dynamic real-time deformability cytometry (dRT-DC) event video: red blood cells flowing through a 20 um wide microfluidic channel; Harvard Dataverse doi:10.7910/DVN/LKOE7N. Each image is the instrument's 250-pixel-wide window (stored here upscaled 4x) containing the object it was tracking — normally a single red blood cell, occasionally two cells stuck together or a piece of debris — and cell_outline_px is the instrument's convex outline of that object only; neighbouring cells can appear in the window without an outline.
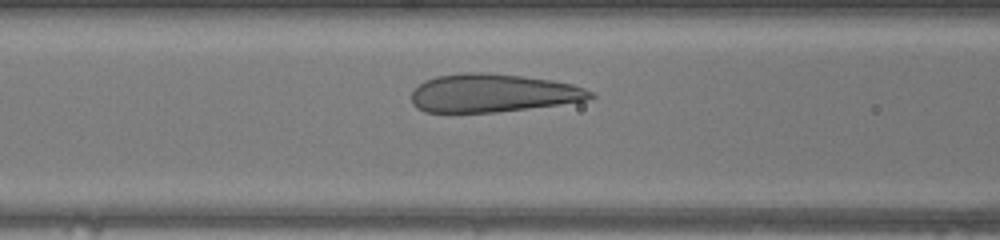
{"species": "human", "species_latin": "Homo sapiens", "temperature_condition": "warm", "stored_images_in_passage": 31, "camera_frame_rate_fps": 3000, "um_per_image_px": 0.085, "donor": {"sex": "female"}, "frame": {"image": 1, "passage_image": 11, "time_ms": 3.333, "image_size_px": [1000, 240], "cell_outline_px": [[596, 96], [584, 100], [556, 104], [496, 112], [424, 112], [416, 108], [412, 104], [412, 92], [424, 80], [436, 76], [464, 72], [484, 72], [524, 76], [552, 80], [572, 84], [584, 88], [592, 92]], "centroid_in_image_um": [41.83, 7.9], "position_along_channel_um": 124.8, "area_um2": 39.65}}
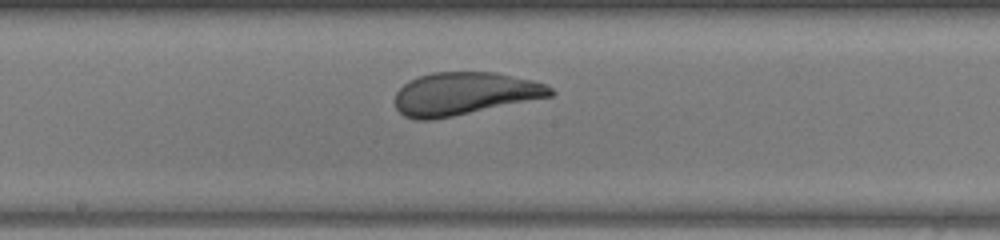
{"frame": {"image": 2, "passage_image": 17, "time_ms": 5.333, "image_size_px": [1000, 240], "cell_outline_px": [[556, 92], [552, 96], [432, 120], [416, 120], [404, 116], [396, 108], [396, 92], [408, 80], [432, 72], [492, 72], [532, 80], [544, 84], [552, 88]], "centroid_in_image_um": [39.45, 7.96], "position_along_channel_um": 208.7, "area_um2": 38.44}}
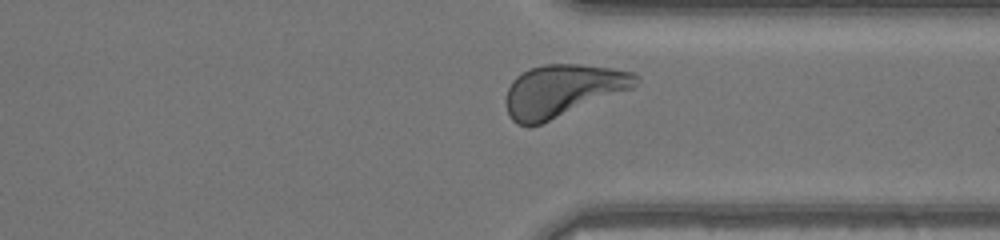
{"frame": {"image": 3, "passage_image": 28, "time_ms": 9.0, "image_size_px": [1000, 240], "cell_outline_px": [[640, 80], [632, 88], [540, 124], [516, 124], [512, 120], [508, 112], [504, 100], [508, 88], [512, 80], [516, 76], [528, 68], [544, 64], [580, 64], [612, 68], [636, 72], [640, 76]], "centroid_in_image_um": [47.81, 7.67], "position_along_channel_um": 363.6, "area_um2": 39.3}, "authors_computed_cell_mechanics": {"area_um2": 38.8994, "velocity_mm_per_s": 4.2075, "shape_relaxation_time_tau1_ms": 3.344, "shape_relaxation_time_tau2_ms": null, "deformation_change_tau1": 0.1664, "deformation_change_tau2": null}}